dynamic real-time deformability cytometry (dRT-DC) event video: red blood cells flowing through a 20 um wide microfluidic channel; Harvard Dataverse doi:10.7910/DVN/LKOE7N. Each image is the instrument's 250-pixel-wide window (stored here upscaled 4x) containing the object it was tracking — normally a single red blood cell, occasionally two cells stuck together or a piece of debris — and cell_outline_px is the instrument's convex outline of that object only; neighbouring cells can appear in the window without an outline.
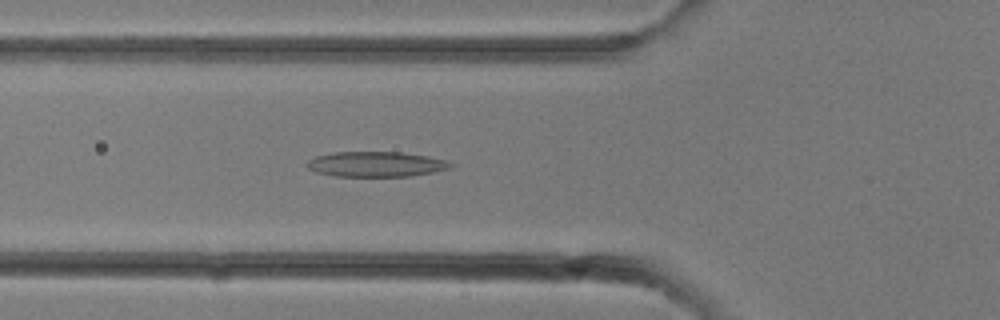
{"species": "common noctule bat (a hibernating species)", "species_latin": "Nyctalus noctula", "temperature_condition": "room temperature", "stored_images_in_passage": 6, "camera_frame_rate_fps": 3000, "um_per_image_px": 0.085, "animal": {"sex": "female"}, "frame": {"image": 1, "passage_image": 4, "time_ms": 1.0, "image_size_px": [1000, 320], "cell_outline_px": [[456, 164], [452, 168], [412, 176], [332, 176], [316, 172], [308, 168], [304, 164], [308, 160], [316, 156], [332, 152], [400, 152], [428, 156], [444, 160]], "centroid_in_image_um": [31.95, 13.95], "position_along_channel_um": 93.9, "area_um2": 21.21}}
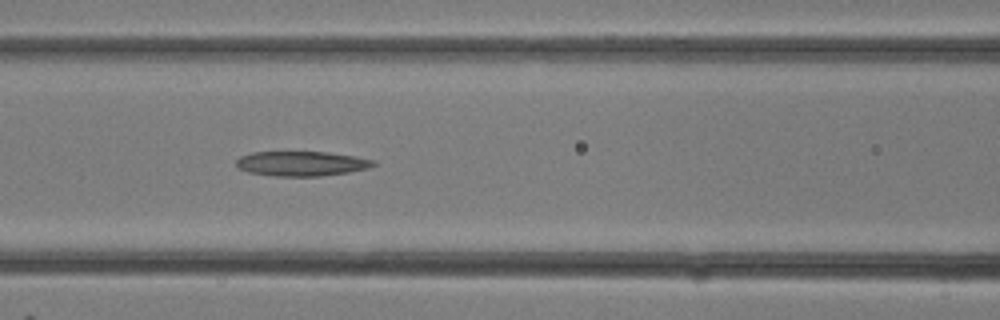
{"frame": {"image": 2, "passage_image": 6, "time_ms": 1.667, "image_size_px": [1000, 320], "cell_outline_px": [[376, 164], [368, 168], [348, 172], [320, 176], [276, 176], [248, 172], [236, 168], [236, 160], [240, 156], [252, 152], [328, 152], [356, 156], [376, 160]], "centroid_in_image_um": [25.62, 13.9], "position_along_channel_um": 141.0, "area_um2": 19.88}}